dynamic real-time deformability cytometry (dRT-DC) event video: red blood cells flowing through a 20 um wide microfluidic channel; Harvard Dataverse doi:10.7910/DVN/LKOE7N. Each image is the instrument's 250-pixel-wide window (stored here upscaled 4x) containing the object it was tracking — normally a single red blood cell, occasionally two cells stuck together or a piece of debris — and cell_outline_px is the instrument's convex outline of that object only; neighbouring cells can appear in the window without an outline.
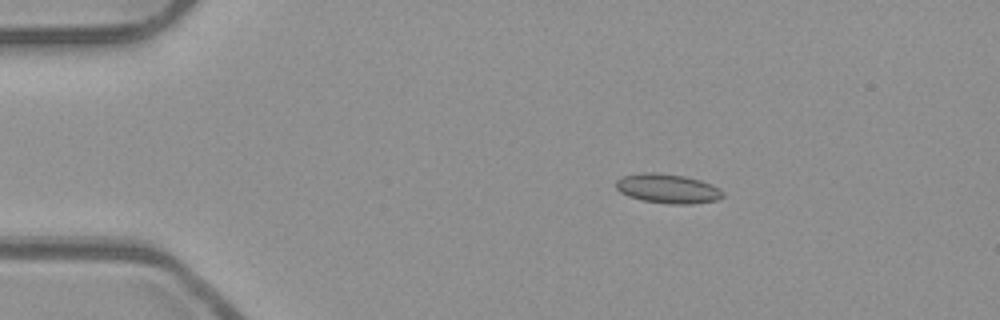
{"species": "common noctule bat (a hibernating species)", "species_latin": "Nyctalus noctula", "temperature_condition": "room temperature", "stored_images_in_passage": 52, "camera_frame_rate_fps": 3000, "um_per_image_px": 0.085, "animal": {"sex": "male", "body_mass_g": 23.1, "forearm_length_mm": 52.7}, "frame": {"image": 1, "passage_image": 9, "time_ms": 2.667, "image_size_px": [1000, 320], "cell_outline_px": [[724, 196], [716, 200], [692, 204], [672, 204], [644, 200], [628, 196], [620, 192], [616, 188], [616, 180], [620, 176], [640, 172], [656, 172], [684, 176], [700, 180], [712, 184], [720, 188], [724, 192]], "centroid_in_image_um": [56.75, 16.01], "position_along_channel_um": 28.3, "area_um2": 18.44}}
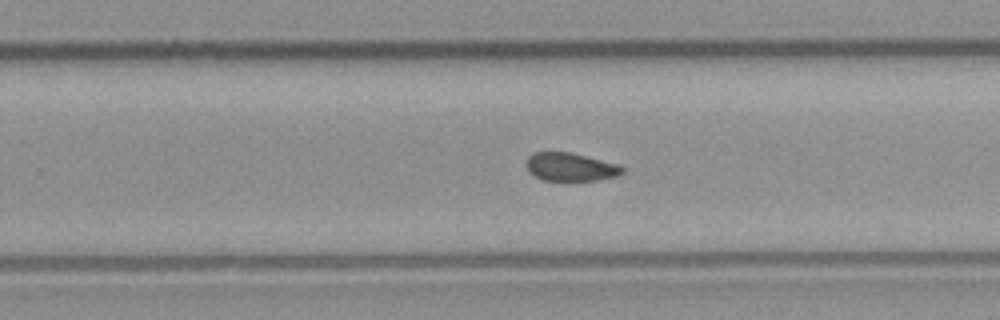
{"frame": {"image": 2, "passage_image": 33, "time_ms": 10.667, "image_size_px": [1000, 320], "cell_outline_px": [[624, 172], [620, 176], [596, 180], [544, 180], [528, 172], [524, 164], [528, 156], [532, 152], [568, 152], [620, 164], [624, 168]], "centroid_in_image_um": [48.49, 14.19], "position_along_channel_um": 281.3, "area_um2": 15.95}}
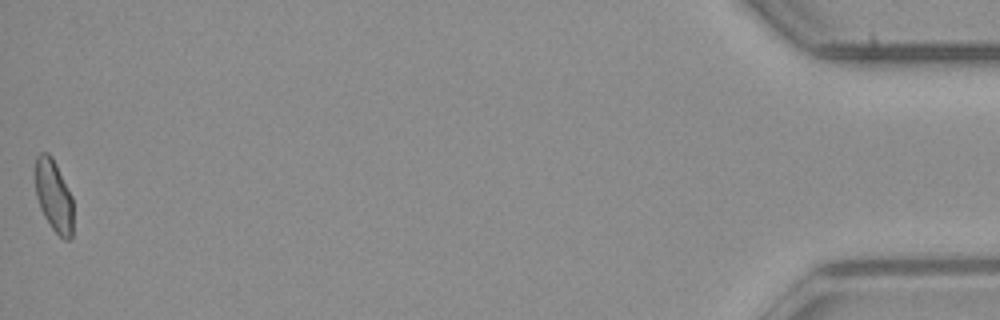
{"frame": {"image": 3, "passage_image": 52, "time_ms": 17.0, "image_size_px": [1000, 320], "cell_outline_px": [[72, 236], [68, 240], [64, 240], [52, 228], [44, 216], [40, 208], [36, 196], [36, 156], [40, 152], [48, 152], [52, 156], [72, 196]], "centroid_in_image_um": [4.57, 16.64], "position_along_channel_um": 430.6, "area_um2": 15.78}, "authors_computed_cell_mechanics": {"area_um2": 16.762, "velocity_mm_per_s": 3.9573, "shape_relaxation_time_tau1_ms": null, "shape_relaxation_time_tau2_ms": 2.729, "deformation_change_tau1": null, "deformation_change_tau2": 0.0794}}